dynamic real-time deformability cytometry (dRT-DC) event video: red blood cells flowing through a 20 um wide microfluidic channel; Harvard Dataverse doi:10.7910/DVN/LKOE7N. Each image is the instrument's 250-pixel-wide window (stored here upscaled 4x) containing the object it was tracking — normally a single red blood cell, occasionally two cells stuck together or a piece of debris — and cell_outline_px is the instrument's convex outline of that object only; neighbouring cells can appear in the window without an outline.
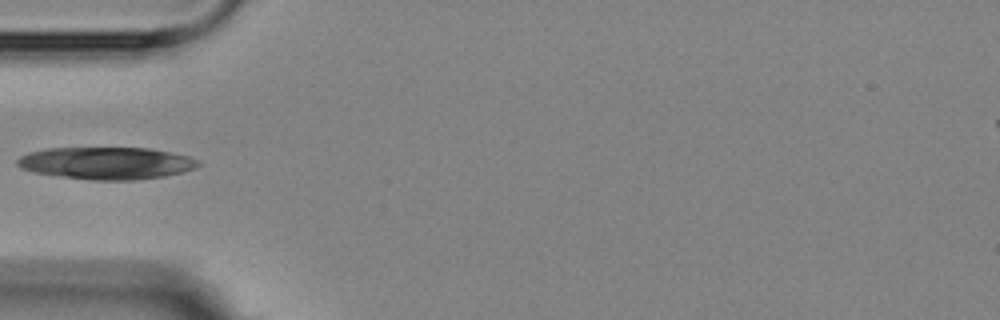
{"species": "Egyptian fruit bat (a non-hibernating species)", "species_latin": "Rousettus aegyptiacus", "temperature_condition": "room temperature", "stored_images_in_passage": 4, "camera_frame_rate_fps": 3000, "um_per_image_px": 0.085, "animal": {"sex": "female"}, "frame": {"image": 1, "passage_image": 3, "time_ms": 2.333, "image_size_px": [1000, 320], "cell_outline_px": [[200, 164], [192, 168], [180, 172], [164, 176], [136, 180], [92, 180], [32, 172], [20, 168], [16, 164], [16, 160], [20, 156], [28, 152], [48, 148], [148, 148], [188, 156], [200, 160]], "centroid_in_image_um": [8.99, 13.86], "position_along_channel_um": 76.0, "area_um2": 33.81}}
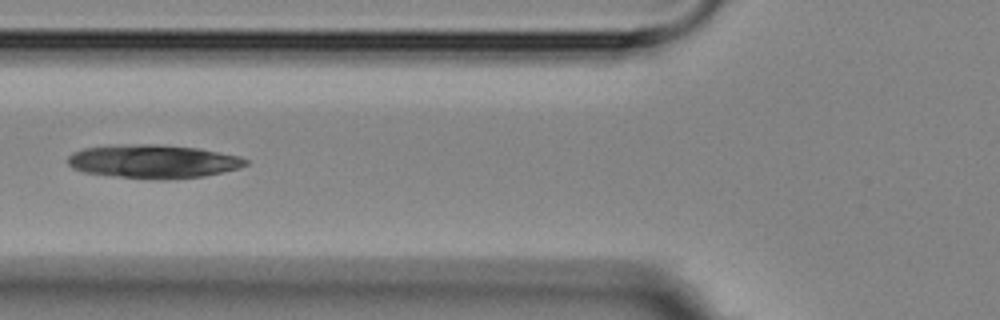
{"frame": {"image": 2, "passage_image": 4, "time_ms": 3.333, "image_size_px": [1000, 320], "cell_outline_px": [[248, 164], [240, 168], [224, 172], [204, 176], [120, 176], [84, 172], [72, 168], [68, 164], [68, 156], [72, 152], [84, 148], [120, 144], [156, 144], [200, 148], [240, 156], [248, 160]], "centroid_in_image_um": [13.03, 13.66], "position_along_channel_um": 112.8, "area_um2": 33.64}}